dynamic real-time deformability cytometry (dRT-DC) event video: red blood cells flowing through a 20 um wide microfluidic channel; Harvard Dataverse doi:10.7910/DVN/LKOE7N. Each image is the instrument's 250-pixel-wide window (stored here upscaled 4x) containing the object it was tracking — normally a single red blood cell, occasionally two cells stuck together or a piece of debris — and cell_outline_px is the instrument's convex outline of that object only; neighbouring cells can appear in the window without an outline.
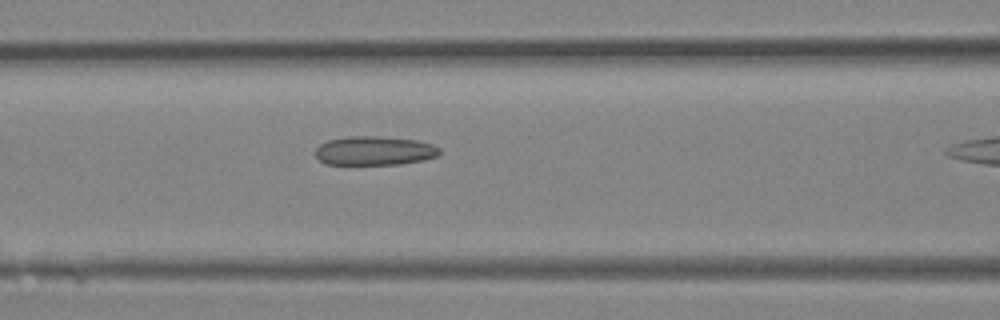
{"species": "Egyptian fruit bat (a non-hibernating species)", "species_latin": "Rousettus aegyptiacus", "temperature_condition": "room temperature", "stored_images_in_passage": 20, "camera_frame_rate_fps": 3000, "um_per_image_px": 0.085, "animal": {"sex": "female"}, "frame": {"image": 1, "passage_image": 12, "time_ms": 3.667, "image_size_px": [1000, 320], "cell_outline_px": [[440, 152], [436, 156], [424, 160], [400, 164], [324, 164], [316, 156], [316, 148], [320, 144], [328, 140], [348, 136], [376, 136], [416, 140], [432, 144], [440, 148]], "centroid_in_image_um": [31.82, 12.81], "position_along_channel_um": 134.8, "area_um2": 20.92}}
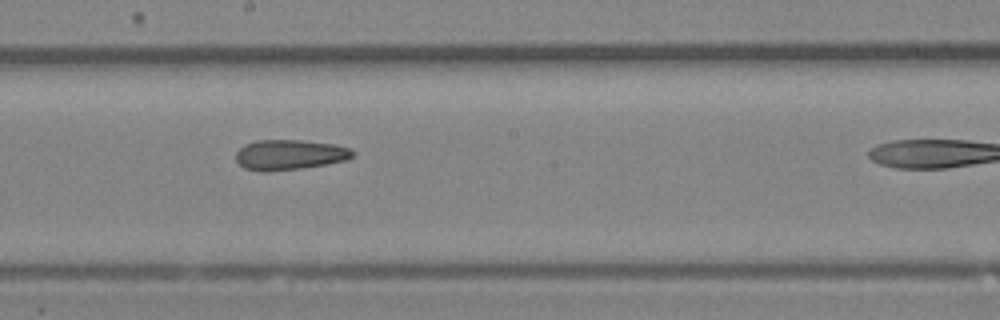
{"frame": {"image": 2, "passage_image": 17, "time_ms": 5.333, "image_size_px": [1000, 320], "cell_outline_px": [[356, 152], [348, 160], [300, 168], [268, 172], [264, 172], [244, 168], [236, 160], [236, 152], [244, 144], [256, 140], [300, 140], [332, 144], [348, 148]], "centroid_in_image_um": [24.58, 13.15], "position_along_channel_um": 223.6, "area_um2": 20.46}}